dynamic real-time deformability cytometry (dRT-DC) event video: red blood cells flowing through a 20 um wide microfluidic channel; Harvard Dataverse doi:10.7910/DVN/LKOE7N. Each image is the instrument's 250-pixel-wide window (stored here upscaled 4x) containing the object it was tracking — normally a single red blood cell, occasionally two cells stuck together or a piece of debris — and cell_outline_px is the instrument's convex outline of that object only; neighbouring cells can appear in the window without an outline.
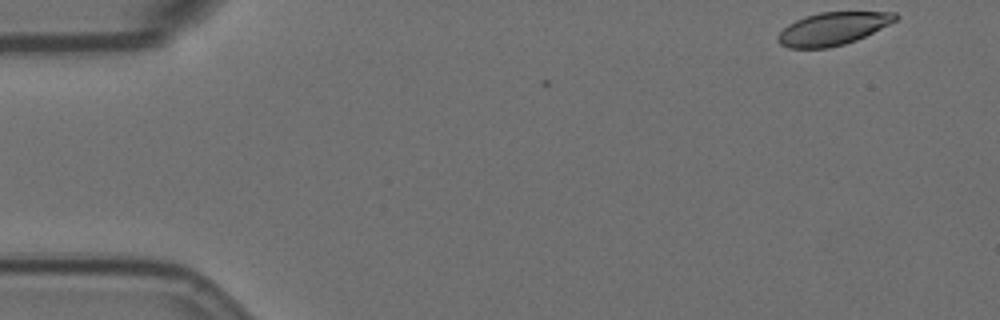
{"species": "Egyptian fruit bat (a non-hibernating species)", "species_latin": "Rousettus aegyptiacus", "temperature_condition": "room temperature", "stored_images_in_passage": 6, "camera_frame_rate_fps": 3000, "um_per_image_px": 0.085, "animal": {"sex": "female"}, "frame": {"image": 1, "passage_image": 1, "time_ms": 0.0, "image_size_px": [1000, 320], "cell_outline_px": [[900, 16], [896, 20], [856, 40], [844, 44], [828, 48], [788, 48], [780, 44], [776, 40], [776, 36], [788, 24], [804, 16], [820, 12], [896, 12]], "centroid_in_image_um": [70.75, 2.44], "position_along_channel_um": 14.3, "area_um2": 22.37}}